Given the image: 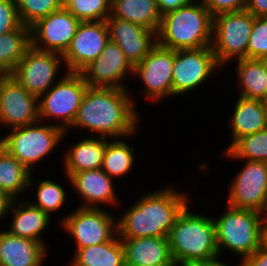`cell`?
<instances>
[{
  "mask_svg": "<svg viewBox=\"0 0 267 266\" xmlns=\"http://www.w3.org/2000/svg\"><path fill=\"white\" fill-rule=\"evenodd\" d=\"M130 97L127 89L88 87L70 129L83 128L107 139L134 135L140 117Z\"/></svg>",
  "mask_w": 267,
  "mask_h": 266,
  "instance_id": "6da1fadb",
  "label": "cell"
},
{
  "mask_svg": "<svg viewBox=\"0 0 267 266\" xmlns=\"http://www.w3.org/2000/svg\"><path fill=\"white\" fill-rule=\"evenodd\" d=\"M141 196L117 219L120 239L167 237L190 198L172 186Z\"/></svg>",
  "mask_w": 267,
  "mask_h": 266,
  "instance_id": "7a4b0ae2",
  "label": "cell"
},
{
  "mask_svg": "<svg viewBox=\"0 0 267 266\" xmlns=\"http://www.w3.org/2000/svg\"><path fill=\"white\" fill-rule=\"evenodd\" d=\"M157 44L172 50L212 46L213 16L198 0L162 15Z\"/></svg>",
  "mask_w": 267,
  "mask_h": 266,
  "instance_id": "3957f363",
  "label": "cell"
},
{
  "mask_svg": "<svg viewBox=\"0 0 267 266\" xmlns=\"http://www.w3.org/2000/svg\"><path fill=\"white\" fill-rule=\"evenodd\" d=\"M167 237L176 266L219 256L213 218L191 212L188 204L178 214Z\"/></svg>",
  "mask_w": 267,
  "mask_h": 266,
  "instance_id": "277c9868",
  "label": "cell"
},
{
  "mask_svg": "<svg viewBox=\"0 0 267 266\" xmlns=\"http://www.w3.org/2000/svg\"><path fill=\"white\" fill-rule=\"evenodd\" d=\"M227 207L225 213L213 218L219 257L225 247L241 256L243 261L262 246L263 214L251 209Z\"/></svg>",
  "mask_w": 267,
  "mask_h": 266,
  "instance_id": "5b68a950",
  "label": "cell"
},
{
  "mask_svg": "<svg viewBox=\"0 0 267 266\" xmlns=\"http://www.w3.org/2000/svg\"><path fill=\"white\" fill-rule=\"evenodd\" d=\"M42 123L39 120L28 126L12 128L9 134L0 139V146L33 174L35 165L59 146L66 134L53 123Z\"/></svg>",
  "mask_w": 267,
  "mask_h": 266,
  "instance_id": "8992f818",
  "label": "cell"
},
{
  "mask_svg": "<svg viewBox=\"0 0 267 266\" xmlns=\"http://www.w3.org/2000/svg\"><path fill=\"white\" fill-rule=\"evenodd\" d=\"M38 98L39 120H59L55 126L68 133L88 88L81 73L67 72ZM46 119V120H45Z\"/></svg>",
  "mask_w": 267,
  "mask_h": 266,
  "instance_id": "52a82bcc",
  "label": "cell"
},
{
  "mask_svg": "<svg viewBox=\"0 0 267 266\" xmlns=\"http://www.w3.org/2000/svg\"><path fill=\"white\" fill-rule=\"evenodd\" d=\"M253 25L254 16L245 9L221 13L213 17L211 47L221 68L231 60L246 58Z\"/></svg>",
  "mask_w": 267,
  "mask_h": 266,
  "instance_id": "ba28073f",
  "label": "cell"
},
{
  "mask_svg": "<svg viewBox=\"0 0 267 266\" xmlns=\"http://www.w3.org/2000/svg\"><path fill=\"white\" fill-rule=\"evenodd\" d=\"M62 219L60 226L74 238L76 249L102 244L117 234V218L102 207H78Z\"/></svg>",
  "mask_w": 267,
  "mask_h": 266,
  "instance_id": "9c48e42d",
  "label": "cell"
},
{
  "mask_svg": "<svg viewBox=\"0 0 267 266\" xmlns=\"http://www.w3.org/2000/svg\"><path fill=\"white\" fill-rule=\"evenodd\" d=\"M63 63L61 54L41 51L30 46L10 75L28 92L39 98L54 85L58 69Z\"/></svg>",
  "mask_w": 267,
  "mask_h": 266,
  "instance_id": "30bf717a",
  "label": "cell"
},
{
  "mask_svg": "<svg viewBox=\"0 0 267 266\" xmlns=\"http://www.w3.org/2000/svg\"><path fill=\"white\" fill-rule=\"evenodd\" d=\"M220 67L211 46L176 50L172 67L173 95L194 91Z\"/></svg>",
  "mask_w": 267,
  "mask_h": 266,
  "instance_id": "8fae6325",
  "label": "cell"
},
{
  "mask_svg": "<svg viewBox=\"0 0 267 266\" xmlns=\"http://www.w3.org/2000/svg\"><path fill=\"white\" fill-rule=\"evenodd\" d=\"M230 182L227 205L264 213L267 207V163L245 160Z\"/></svg>",
  "mask_w": 267,
  "mask_h": 266,
  "instance_id": "7c38bea8",
  "label": "cell"
},
{
  "mask_svg": "<svg viewBox=\"0 0 267 266\" xmlns=\"http://www.w3.org/2000/svg\"><path fill=\"white\" fill-rule=\"evenodd\" d=\"M175 50L156 44L141 62L134 66V76L145 85L144 97L151 101H159L164 97L173 96L172 67Z\"/></svg>",
  "mask_w": 267,
  "mask_h": 266,
  "instance_id": "4fadbf2b",
  "label": "cell"
},
{
  "mask_svg": "<svg viewBox=\"0 0 267 266\" xmlns=\"http://www.w3.org/2000/svg\"><path fill=\"white\" fill-rule=\"evenodd\" d=\"M80 22L62 7L30 26L31 46L41 51L63 55L70 46Z\"/></svg>",
  "mask_w": 267,
  "mask_h": 266,
  "instance_id": "5bb4252c",
  "label": "cell"
},
{
  "mask_svg": "<svg viewBox=\"0 0 267 266\" xmlns=\"http://www.w3.org/2000/svg\"><path fill=\"white\" fill-rule=\"evenodd\" d=\"M39 121L38 97L11 75L0 76V124L10 129Z\"/></svg>",
  "mask_w": 267,
  "mask_h": 266,
  "instance_id": "9a60e30c",
  "label": "cell"
},
{
  "mask_svg": "<svg viewBox=\"0 0 267 266\" xmlns=\"http://www.w3.org/2000/svg\"><path fill=\"white\" fill-rule=\"evenodd\" d=\"M109 40L106 21H81L70 46L62 55L67 71L80 73L99 57Z\"/></svg>",
  "mask_w": 267,
  "mask_h": 266,
  "instance_id": "2e32d148",
  "label": "cell"
},
{
  "mask_svg": "<svg viewBox=\"0 0 267 266\" xmlns=\"http://www.w3.org/2000/svg\"><path fill=\"white\" fill-rule=\"evenodd\" d=\"M127 72L129 75L134 74V66L121 48L109 40L99 57L80 73L88 87L127 89L123 82Z\"/></svg>",
  "mask_w": 267,
  "mask_h": 266,
  "instance_id": "e0dca14e",
  "label": "cell"
},
{
  "mask_svg": "<svg viewBox=\"0 0 267 266\" xmlns=\"http://www.w3.org/2000/svg\"><path fill=\"white\" fill-rule=\"evenodd\" d=\"M110 41L117 44L133 66L157 44L156 33L120 18H107Z\"/></svg>",
  "mask_w": 267,
  "mask_h": 266,
  "instance_id": "ac0fdd59",
  "label": "cell"
},
{
  "mask_svg": "<svg viewBox=\"0 0 267 266\" xmlns=\"http://www.w3.org/2000/svg\"><path fill=\"white\" fill-rule=\"evenodd\" d=\"M67 179L85 202L81 208H99L100 204L118 203L113 179L101 168L73 173Z\"/></svg>",
  "mask_w": 267,
  "mask_h": 266,
  "instance_id": "d6986e66",
  "label": "cell"
},
{
  "mask_svg": "<svg viewBox=\"0 0 267 266\" xmlns=\"http://www.w3.org/2000/svg\"><path fill=\"white\" fill-rule=\"evenodd\" d=\"M125 266H176L168 237L121 239Z\"/></svg>",
  "mask_w": 267,
  "mask_h": 266,
  "instance_id": "ffe728a7",
  "label": "cell"
},
{
  "mask_svg": "<svg viewBox=\"0 0 267 266\" xmlns=\"http://www.w3.org/2000/svg\"><path fill=\"white\" fill-rule=\"evenodd\" d=\"M46 251L40 242L0 231V266H42Z\"/></svg>",
  "mask_w": 267,
  "mask_h": 266,
  "instance_id": "44dd1931",
  "label": "cell"
},
{
  "mask_svg": "<svg viewBox=\"0 0 267 266\" xmlns=\"http://www.w3.org/2000/svg\"><path fill=\"white\" fill-rule=\"evenodd\" d=\"M9 211L14 212L13 220L7 231L9 234L40 242L47 248V244L41 238V232L49 227L51 219L46 213L28 200H19V203L13 200Z\"/></svg>",
  "mask_w": 267,
  "mask_h": 266,
  "instance_id": "7402d4cb",
  "label": "cell"
},
{
  "mask_svg": "<svg viewBox=\"0 0 267 266\" xmlns=\"http://www.w3.org/2000/svg\"><path fill=\"white\" fill-rule=\"evenodd\" d=\"M105 148L106 138L95 136L79 140L70 146V149L64 153V163H62L66 177L85 170L100 169Z\"/></svg>",
  "mask_w": 267,
  "mask_h": 266,
  "instance_id": "603a6c76",
  "label": "cell"
},
{
  "mask_svg": "<svg viewBox=\"0 0 267 266\" xmlns=\"http://www.w3.org/2000/svg\"><path fill=\"white\" fill-rule=\"evenodd\" d=\"M231 118V142L228 150L238 139L267 128V117L261 100L240 97L236 99Z\"/></svg>",
  "mask_w": 267,
  "mask_h": 266,
  "instance_id": "cb8c5ba5",
  "label": "cell"
},
{
  "mask_svg": "<svg viewBox=\"0 0 267 266\" xmlns=\"http://www.w3.org/2000/svg\"><path fill=\"white\" fill-rule=\"evenodd\" d=\"M161 17L157 0H111V14L108 18L127 20L157 34Z\"/></svg>",
  "mask_w": 267,
  "mask_h": 266,
  "instance_id": "d4e9b609",
  "label": "cell"
},
{
  "mask_svg": "<svg viewBox=\"0 0 267 266\" xmlns=\"http://www.w3.org/2000/svg\"><path fill=\"white\" fill-rule=\"evenodd\" d=\"M73 258L70 266H125L118 234L102 244L76 249Z\"/></svg>",
  "mask_w": 267,
  "mask_h": 266,
  "instance_id": "484cf974",
  "label": "cell"
},
{
  "mask_svg": "<svg viewBox=\"0 0 267 266\" xmlns=\"http://www.w3.org/2000/svg\"><path fill=\"white\" fill-rule=\"evenodd\" d=\"M32 175V172L0 146V191L17 200V196L34 183Z\"/></svg>",
  "mask_w": 267,
  "mask_h": 266,
  "instance_id": "4316f807",
  "label": "cell"
},
{
  "mask_svg": "<svg viewBox=\"0 0 267 266\" xmlns=\"http://www.w3.org/2000/svg\"><path fill=\"white\" fill-rule=\"evenodd\" d=\"M236 77L239 81V96L262 100L267 96V71L259 59H237Z\"/></svg>",
  "mask_w": 267,
  "mask_h": 266,
  "instance_id": "83f0119b",
  "label": "cell"
},
{
  "mask_svg": "<svg viewBox=\"0 0 267 266\" xmlns=\"http://www.w3.org/2000/svg\"><path fill=\"white\" fill-rule=\"evenodd\" d=\"M30 46L29 26L21 24L17 29L0 35V74L10 75Z\"/></svg>",
  "mask_w": 267,
  "mask_h": 266,
  "instance_id": "f1b7e54d",
  "label": "cell"
},
{
  "mask_svg": "<svg viewBox=\"0 0 267 266\" xmlns=\"http://www.w3.org/2000/svg\"><path fill=\"white\" fill-rule=\"evenodd\" d=\"M107 140L101 169L112 179L129 174L134 164V149L124 140Z\"/></svg>",
  "mask_w": 267,
  "mask_h": 266,
  "instance_id": "f546056e",
  "label": "cell"
},
{
  "mask_svg": "<svg viewBox=\"0 0 267 266\" xmlns=\"http://www.w3.org/2000/svg\"><path fill=\"white\" fill-rule=\"evenodd\" d=\"M225 155L230 158L267 163V128L238 139Z\"/></svg>",
  "mask_w": 267,
  "mask_h": 266,
  "instance_id": "4dcf8cb0",
  "label": "cell"
},
{
  "mask_svg": "<svg viewBox=\"0 0 267 266\" xmlns=\"http://www.w3.org/2000/svg\"><path fill=\"white\" fill-rule=\"evenodd\" d=\"M63 7L80 21H106L111 0H63Z\"/></svg>",
  "mask_w": 267,
  "mask_h": 266,
  "instance_id": "1f68e13d",
  "label": "cell"
},
{
  "mask_svg": "<svg viewBox=\"0 0 267 266\" xmlns=\"http://www.w3.org/2000/svg\"><path fill=\"white\" fill-rule=\"evenodd\" d=\"M37 183V193L35 194L37 201H30V203L50 217V213L57 212L65 204L67 192L53 180L45 179Z\"/></svg>",
  "mask_w": 267,
  "mask_h": 266,
  "instance_id": "d6a6232c",
  "label": "cell"
},
{
  "mask_svg": "<svg viewBox=\"0 0 267 266\" xmlns=\"http://www.w3.org/2000/svg\"><path fill=\"white\" fill-rule=\"evenodd\" d=\"M18 9L20 22L31 26L40 18L63 7V0H13Z\"/></svg>",
  "mask_w": 267,
  "mask_h": 266,
  "instance_id": "836d02e7",
  "label": "cell"
},
{
  "mask_svg": "<svg viewBox=\"0 0 267 266\" xmlns=\"http://www.w3.org/2000/svg\"><path fill=\"white\" fill-rule=\"evenodd\" d=\"M267 54V17H254L249 37L246 58L259 59Z\"/></svg>",
  "mask_w": 267,
  "mask_h": 266,
  "instance_id": "e575fe53",
  "label": "cell"
},
{
  "mask_svg": "<svg viewBox=\"0 0 267 266\" xmlns=\"http://www.w3.org/2000/svg\"><path fill=\"white\" fill-rule=\"evenodd\" d=\"M21 24L14 1L0 0V35L17 29Z\"/></svg>",
  "mask_w": 267,
  "mask_h": 266,
  "instance_id": "d590c367",
  "label": "cell"
},
{
  "mask_svg": "<svg viewBox=\"0 0 267 266\" xmlns=\"http://www.w3.org/2000/svg\"><path fill=\"white\" fill-rule=\"evenodd\" d=\"M199 2L208 8L214 17L221 13L244 10L246 0H199Z\"/></svg>",
  "mask_w": 267,
  "mask_h": 266,
  "instance_id": "8d00e7d4",
  "label": "cell"
},
{
  "mask_svg": "<svg viewBox=\"0 0 267 266\" xmlns=\"http://www.w3.org/2000/svg\"><path fill=\"white\" fill-rule=\"evenodd\" d=\"M240 263L241 266H267V248L262 245Z\"/></svg>",
  "mask_w": 267,
  "mask_h": 266,
  "instance_id": "74e56055",
  "label": "cell"
},
{
  "mask_svg": "<svg viewBox=\"0 0 267 266\" xmlns=\"http://www.w3.org/2000/svg\"><path fill=\"white\" fill-rule=\"evenodd\" d=\"M245 10L254 17H267V0H246Z\"/></svg>",
  "mask_w": 267,
  "mask_h": 266,
  "instance_id": "f35d334b",
  "label": "cell"
},
{
  "mask_svg": "<svg viewBox=\"0 0 267 266\" xmlns=\"http://www.w3.org/2000/svg\"><path fill=\"white\" fill-rule=\"evenodd\" d=\"M191 0H157L162 15L187 5Z\"/></svg>",
  "mask_w": 267,
  "mask_h": 266,
  "instance_id": "ab89813d",
  "label": "cell"
},
{
  "mask_svg": "<svg viewBox=\"0 0 267 266\" xmlns=\"http://www.w3.org/2000/svg\"><path fill=\"white\" fill-rule=\"evenodd\" d=\"M13 198H11L7 193L0 191V220L2 217L9 215L10 206L13 202Z\"/></svg>",
  "mask_w": 267,
  "mask_h": 266,
  "instance_id": "60d3db41",
  "label": "cell"
},
{
  "mask_svg": "<svg viewBox=\"0 0 267 266\" xmlns=\"http://www.w3.org/2000/svg\"><path fill=\"white\" fill-rule=\"evenodd\" d=\"M219 260H220V258L218 256V257L210 259V260L193 262V263L187 264L186 266H229V265H227V264H225ZM239 266H241V265H239Z\"/></svg>",
  "mask_w": 267,
  "mask_h": 266,
  "instance_id": "b9f144b4",
  "label": "cell"
},
{
  "mask_svg": "<svg viewBox=\"0 0 267 266\" xmlns=\"http://www.w3.org/2000/svg\"><path fill=\"white\" fill-rule=\"evenodd\" d=\"M262 245L267 248V219H262Z\"/></svg>",
  "mask_w": 267,
  "mask_h": 266,
  "instance_id": "7bdbcfd3",
  "label": "cell"
},
{
  "mask_svg": "<svg viewBox=\"0 0 267 266\" xmlns=\"http://www.w3.org/2000/svg\"><path fill=\"white\" fill-rule=\"evenodd\" d=\"M259 61L263 65L264 69L267 71V54L260 57Z\"/></svg>",
  "mask_w": 267,
  "mask_h": 266,
  "instance_id": "ee69618b",
  "label": "cell"
},
{
  "mask_svg": "<svg viewBox=\"0 0 267 266\" xmlns=\"http://www.w3.org/2000/svg\"><path fill=\"white\" fill-rule=\"evenodd\" d=\"M261 101L263 104L264 112L266 113V117H267V96L263 98Z\"/></svg>",
  "mask_w": 267,
  "mask_h": 266,
  "instance_id": "f6af8a7d",
  "label": "cell"
},
{
  "mask_svg": "<svg viewBox=\"0 0 267 266\" xmlns=\"http://www.w3.org/2000/svg\"><path fill=\"white\" fill-rule=\"evenodd\" d=\"M262 219H267V207H266V209H265V211L263 213V218Z\"/></svg>",
  "mask_w": 267,
  "mask_h": 266,
  "instance_id": "bcb514c9",
  "label": "cell"
}]
</instances>
